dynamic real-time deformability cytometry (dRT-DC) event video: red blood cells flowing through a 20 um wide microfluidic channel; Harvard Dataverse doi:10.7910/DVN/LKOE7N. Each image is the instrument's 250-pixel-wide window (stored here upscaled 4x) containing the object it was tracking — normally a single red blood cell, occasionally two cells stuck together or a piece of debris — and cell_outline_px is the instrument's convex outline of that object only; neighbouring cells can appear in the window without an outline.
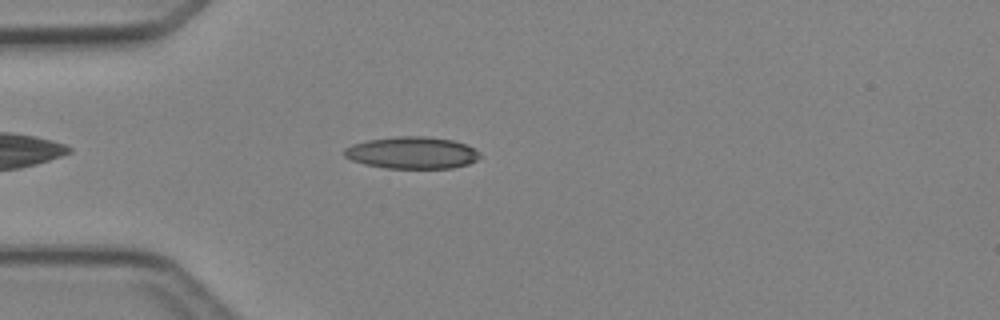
{"species": "Egyptian fruit bat (a non-hibernating species)", "species_latin": "Rousettus aegyptiacus", "temperature_condition": "cold", "stored_images_in_passage": 3, "camera_frame_rate_fps": 3000, "um_per_image_px": 0.085, "animal": {"sex": "female"}, "frame": {"image": 1, "passage_image": 3, "time_ms": 3.333, "image_size_px": [1000, 320], "cell_outline_px": [[480, 156], [476, 160], [468, 164], [452, 168], [384, 168], [364, 164], [352, 160], [344, 156], [344, 148], [352, 144], [368, 140], [396, 136], [424, 136], [452, 140], [464, 144], [480, 152]], "centroid_in_image_um": [34.99, 12.98], "position_along_channel_um": 50.0, "area_um2": 25.2}}